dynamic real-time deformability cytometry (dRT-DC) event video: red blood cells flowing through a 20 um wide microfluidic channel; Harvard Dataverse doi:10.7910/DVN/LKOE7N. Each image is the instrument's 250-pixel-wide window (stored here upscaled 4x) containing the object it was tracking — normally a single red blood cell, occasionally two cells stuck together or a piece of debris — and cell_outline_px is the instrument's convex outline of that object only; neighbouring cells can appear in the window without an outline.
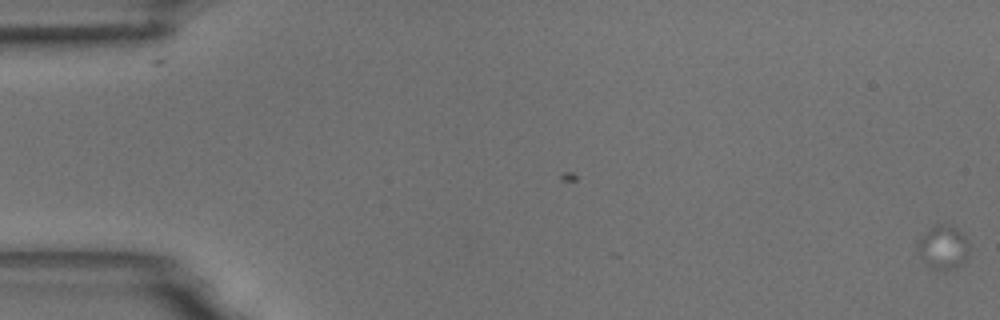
{"species": "common noctule bat (a hibernating species)", "species_latin": "Nyctalus noctula", "temperature_condition": "room temperature", "stored_images_in_passage": 3, "camera_frame_rate_fps": 3000, "um_per_image_px": 0.085, "animal": {"sex": "male", "body_mass_g": 18.8}, "frame": {"image": 1, "passage_image": 3, "time_ms": 0.667, "image_size_px": [1000, 320], "cell_outline_px": [[968, 256], [964, 264], [956, 268], [932, 268], [924, 264], [920, 260], [916, 248], [916, 240], [932, 224], [948, 224], [956, 228], [968, 240]], "centroid_in_image_um": [80.11, 21.0], "position_along_channel_um": 4.9, "area_um2": 13.58}}